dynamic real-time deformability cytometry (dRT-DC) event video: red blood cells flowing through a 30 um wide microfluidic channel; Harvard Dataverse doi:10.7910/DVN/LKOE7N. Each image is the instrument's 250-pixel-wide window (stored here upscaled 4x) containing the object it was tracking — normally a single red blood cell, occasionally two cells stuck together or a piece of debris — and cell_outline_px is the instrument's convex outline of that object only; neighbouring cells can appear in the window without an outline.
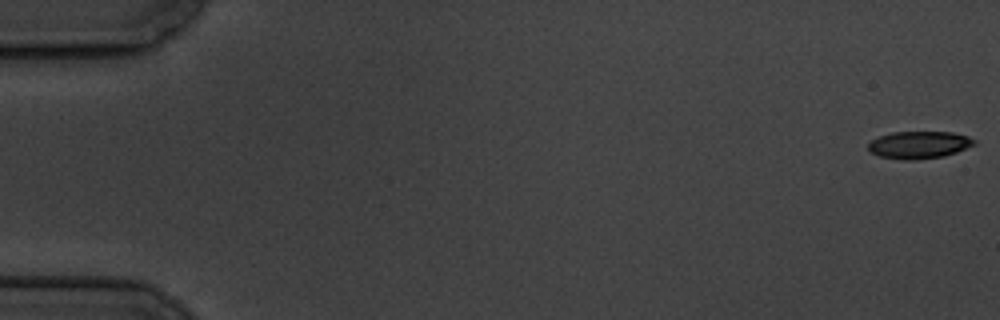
{"species": "common noctule bat (a hibernating species)", "species_latin": "Nyctalus noctula", "temperature_condition": "cold", "stored_images_in_passage": 58, "camera_frame_rate_fps": 3000, "um_per_image_px": 0.085, "animal": {"sex": "male", "body_mass_g": 19.5, "forearm_length_mm": 54.6}, "frame": {"image": 1, "passage_image": 1, "time_ms": 0.0, "image_size_px": [1000, 320], "cell_outline_px": [[976, 144], [956, 152], [944, 156], [916, 160], [904, 160], [880, 156], [872, 152], [868, 148], [868, 144], [872, 140], [880, 136], [892, 132], [952, 132], [968, 136], [976, 140]], "centroid_in_image_um": [78.15, 12.31], "position_along_channel_um": 6.9, "area_um2": 16.82}}
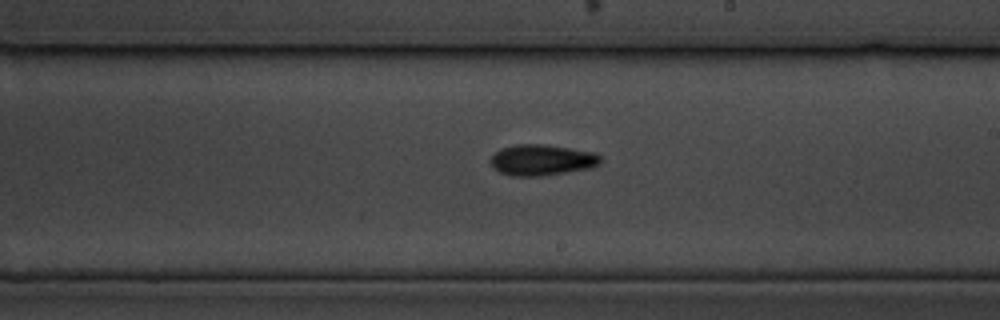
{"frame": {"image": 2, "passage_image": 34, "time_ms": 11.0, "image_size_px": [1000, 320], "cell_outline_px": [[600, 164], [592, 168], [544, 176], [512, 176], [500, 172], [488, 160], [500, 148], [516, 144], [544, 144], [596, 152], [600, 156]], "centroid_in_image_um": [46.08, 13.6], "position_along_channel_um": 242.9, "area_um2": 20.0}}
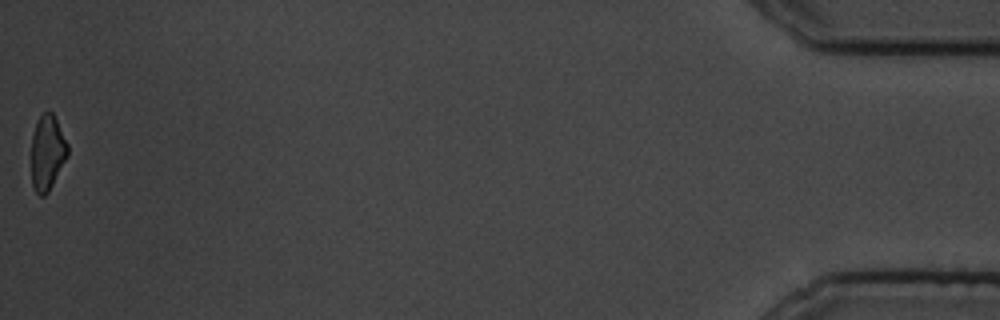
{"frame": {"image": 3, "passage_image": 58, "time_ms": 19.0, "image_size_px": [1000, 320], "cell_outline_px": [[68, 156], [48, 192], [44, 196], [40, 196], [36, 192], [32, 184], [32, 136], [36, 120], [44, 112], [52, 112], [68, 144]], "centroid_in_image_um": [4.02, 12.97], "position_along_channel_um": 431.2, "area_um2": 15.78}, "authors_computed_cell_mechanics": {"area_um2": 18.0336, "velocity_mm_per_s": 3.5195, "shape_relaxation_time_tau1_ms": 3.1012, "shape_relaxation_time_tau2_ms": null, "deformation_change_tau1": 0.121, "deformation_change_tau2": null}}